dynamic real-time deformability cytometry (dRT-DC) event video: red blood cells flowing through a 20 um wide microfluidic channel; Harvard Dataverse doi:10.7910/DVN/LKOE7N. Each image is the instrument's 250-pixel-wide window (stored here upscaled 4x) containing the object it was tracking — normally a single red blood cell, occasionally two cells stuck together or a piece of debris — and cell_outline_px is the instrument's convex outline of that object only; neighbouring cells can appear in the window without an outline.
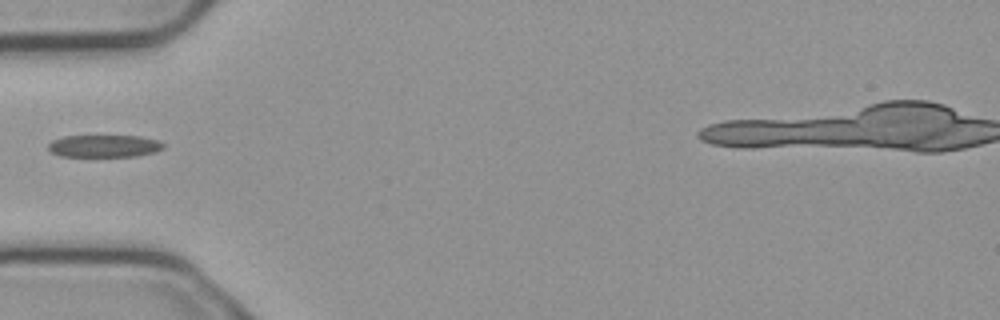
{"species": "common noctule bat (a hibernating species)", "species_latin": "Nyctalus noctula", "temperature_condition": "cold", "stored_images_in_passage": 6, "segment_of_instrument_passage": [2, 2], "camera_frame_rate_fps": 3000, "um_per_image_px": 0.085, "animal": {"sex": "male", "body_mass_g": 23.1, "forearm_length_mm": 52.7}, "frame": {"image": 1, "passage_image": 6, "time_ms": 1.667, "image_size_px": [1000, 320], "cell_outline_px": [[164, 148], [156, 152], [136, 156], [60, 156], [52, 152], [48, 148], [48, 144], [52, 140], [64, 136], [140, 136], [160, 140], [164, 144]], "centroid_in_image_um": [8.89, 12.41], "position_along_channel_um": 76.1, "area_um2": 15.03}}